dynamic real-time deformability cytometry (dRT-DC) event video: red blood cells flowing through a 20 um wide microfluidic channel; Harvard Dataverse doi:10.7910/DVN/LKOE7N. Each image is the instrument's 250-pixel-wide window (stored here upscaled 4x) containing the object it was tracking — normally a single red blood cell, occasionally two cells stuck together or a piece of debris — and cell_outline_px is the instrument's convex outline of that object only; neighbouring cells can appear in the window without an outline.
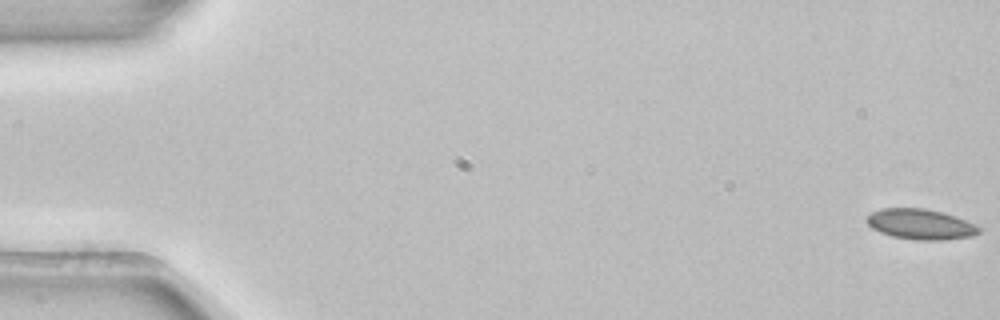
{"species": "common noctule bat (a hibernating species)", "species_latin": "Nyctalus noctula", "temperature_condition": "room temperature", "stored_images_in_passage": 6, "camera_frame_rate_fps": 3000, "um_per_image_px": 0.085, "animal": {"sex": "female", "body_mass_g": 22.7, "forearm_length_mm": 54.2}, "frame": {"image": 1, "passage_image": 1, "time_ms": 0.0, "image_size_px": [1000, 320], "cell_outline_px": [[980, 232], [972, 236], [940, 240], [916, 240], [892, 236], [880, 232], [872, 228], [864, 220], [864, 216], [880, 208], [924, 208], [944, 212], [956, 216], [976, 224], [980, 228]], "centroid_in_image_um": [78.22, 19.04], "position_along_channel_um": 6.8, "area_um2": 20.11}}